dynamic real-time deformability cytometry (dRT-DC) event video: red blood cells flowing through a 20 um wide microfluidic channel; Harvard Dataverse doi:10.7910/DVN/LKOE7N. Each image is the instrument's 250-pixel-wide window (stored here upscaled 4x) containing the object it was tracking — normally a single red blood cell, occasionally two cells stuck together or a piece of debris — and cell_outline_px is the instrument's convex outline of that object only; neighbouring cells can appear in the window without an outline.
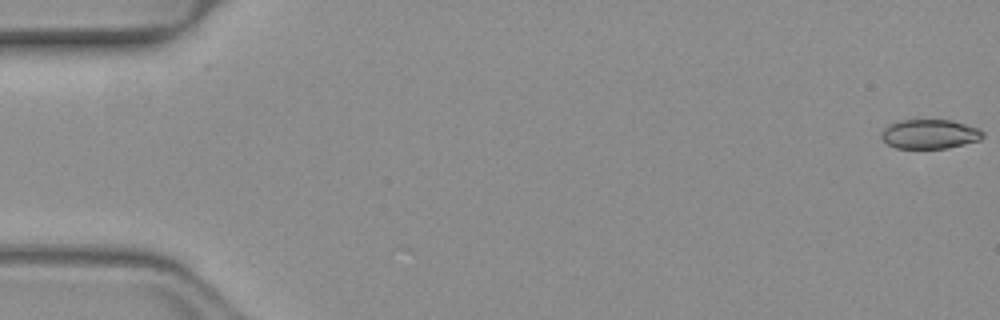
{"species": "common noctule bat (a hibernating species)", "species_latin": "Nyctalus noctula", "temperature_condition": "warm", "stored_images_in_passage": 51, "camera_frame_rate_fps": 3000, "um_per_image_px": 0.085, "animal": {"sex": "female", "body_mass_g": 19.3, "forearm_length_mm": 54.1}, "frame": {"image": 1, "passage_image": 1, "time_ms": 0.0, "image_size_px": [1000, 320], "cell_outline_px": [[984, 136], [980, 140], [948, 148], [896, 148], [888, 144], [880, 136], [880, 132], [888, 124], [900, 120], [952, 120], [980, 128], [984, 132]], "centroid_in_image_um": [79.04, 11.39], "position_along_channel_um": 6.0, "area_um2": 17.51}}
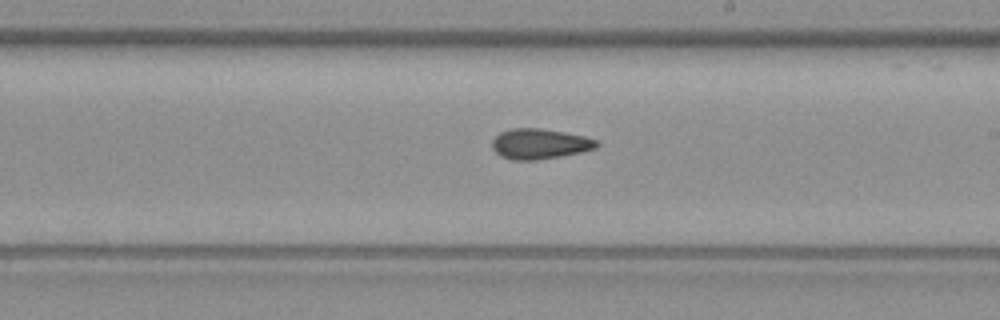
{"frame": {"image": 2, "passage_image": 30, "time_ms": 9.667, "image_size_px": [1000, 320], "cell_outline_px": [[600, 144], [596, 148], [580, 152], [560, 156], [536, 160], [512, 160], [500, 156], [492, 148], [492, 140], [500, 132], [512, 128], [540, 128], [564, 132], [584, 136], [596, 140]], "centroid_in_image_um": [45.85, 12.23], "position_along_channel_um": 243.1, "area_um2": 18.44}}
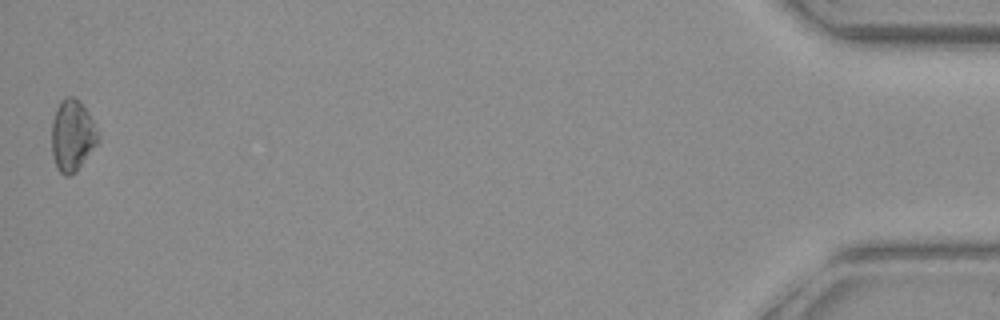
{"frame": {"image": 3, "passage_image": 51, "time_ms": 16.667, "image_size_px": [1000, 320], "cell_outline_px": [[100, 140], [76, 172], [72, 176], [64, 176], [56, 168], [52, 152], [52, 120], [56, 108], [60, 100], [64, 96], [72, 96], [80, 100], [100, 132]], "centroid_in_image_um": [6.16, 11.51], "position_along_channel_um": 429.0, "area_um2": 19.71}, "authors_computed_cell_mechanics": {"area_um2": 18.207, "velocity_mm_per_s": 4.0809, "shape_relaxation_time_tau1_ms": 9.8202, "shape_relaxation_time_tau2_ms": 6.3464, "deformation_change_tau1": 0.1248, "deformation_change_tau2": 0.1079}}